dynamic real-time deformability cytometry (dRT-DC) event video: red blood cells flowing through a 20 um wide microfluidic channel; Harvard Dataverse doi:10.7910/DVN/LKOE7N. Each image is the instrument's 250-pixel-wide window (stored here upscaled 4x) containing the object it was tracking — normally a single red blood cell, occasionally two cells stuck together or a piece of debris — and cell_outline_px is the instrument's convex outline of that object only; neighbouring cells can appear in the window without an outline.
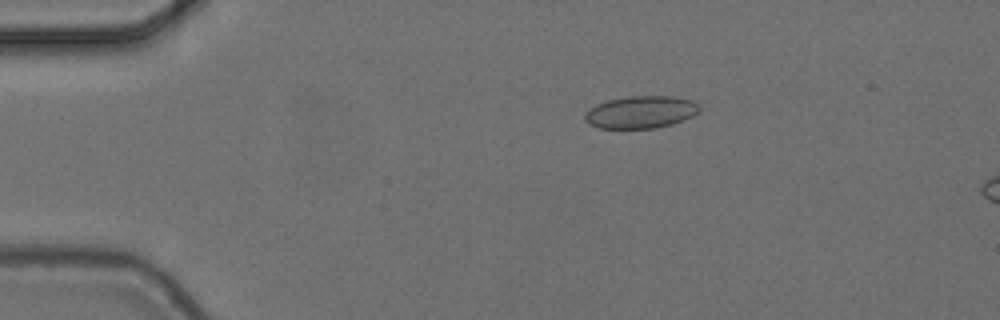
{"species": "common noctule bat (a hibernating species)", "species_latin": "Nyctalus noctula", "temperature_condition": "cold", "stored_images_in_passage": 5, "camera_frame_rate_fps": 3000, "um_per_image_px": 0.085, "animal": {"sex": "female", "body_mass_g": 24.6, "forearm_length_mm": 56.2}, "frame": {"image": 1, "passage_image": 3, "time_ms": 0.667, "image_size_px": [1000, 320], "cell_outline_px": [[700, 112], [692, 116], [672, 124], [656, 128], [600, 128], [588, 124], [584, 120], [584, 116], [596, 104], [608, 100], [628, 96], [672, 96], [688, 100], [696, 104], [700, 108]], "centroid_in_image_um": [54.45, 9.53], "position_along_channel_um": 30.5, "area_um2": 21.39}}